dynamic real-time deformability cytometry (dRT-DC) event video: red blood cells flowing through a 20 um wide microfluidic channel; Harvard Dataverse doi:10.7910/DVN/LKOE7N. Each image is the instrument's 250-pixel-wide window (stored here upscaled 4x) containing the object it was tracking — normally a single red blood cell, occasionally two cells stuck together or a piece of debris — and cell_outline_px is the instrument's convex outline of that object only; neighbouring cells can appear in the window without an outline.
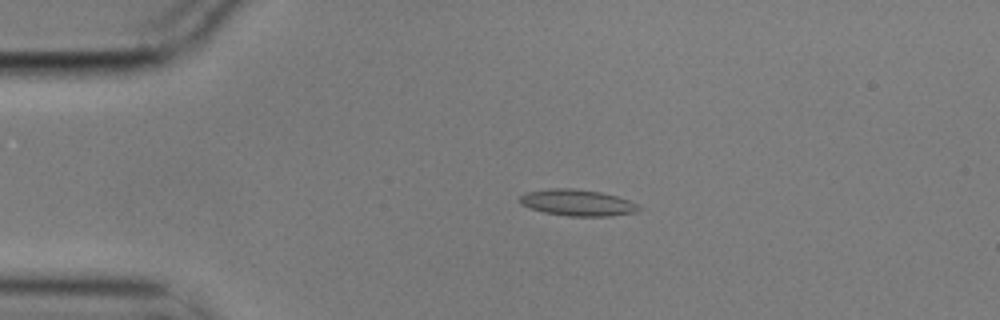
{"species": "common noctule bat (a hibernating species)", "species_latin": "Nyctalus noctula", "temperature_condition": "cold", "stored_images_in_passage": 5, "camera_frame_rate_fps": 3000, "um_per_image_px": 0.085, "animal": {"sex": "male", "body_mass_g": 17.9}, "frame": {"image": 1, "passage_image": 3, "time_ms": 0.667, "image_size_px": [1000, 320], "cell_outline_px": [[644, 208], [636, 212], [612, 216], [568, 216], [544, 212], [520, 204], [520, 196], [524, 192], [548, 188], [572, 188], [600, 192], [616, 196], [640, 204]], "centroid_in_image_um": [49.11, 17.22], "position_along_channel_um": 35.9, "area_um2": 18.44}}